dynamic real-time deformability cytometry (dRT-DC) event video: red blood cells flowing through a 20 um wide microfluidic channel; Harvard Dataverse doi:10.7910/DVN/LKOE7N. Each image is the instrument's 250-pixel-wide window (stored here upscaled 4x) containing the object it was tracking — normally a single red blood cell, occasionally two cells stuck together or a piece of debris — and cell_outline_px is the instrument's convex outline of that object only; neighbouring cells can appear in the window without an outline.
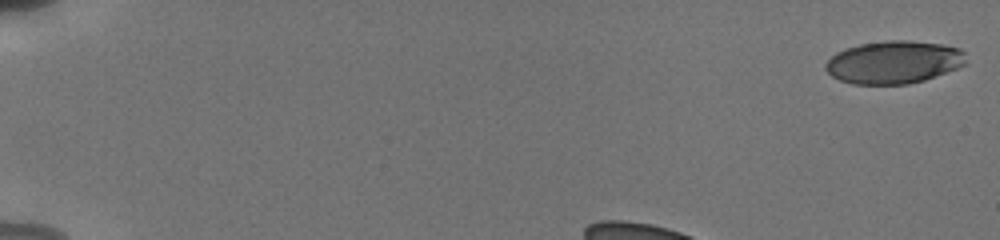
{"species": "human", "species_latin": "Homo sapiens", "temperature_condition": "cold", "stored_images_in_passage": 39, "camera_frame_rate_fps": 3000, "um_per_image_px": 0.085, "donor": {"sex": "male"}, "frame": {"image": 1, "passage_image": 1, "time_ms": 0.0, "image_size_px": [1000, 240], "cell_outline_px": [[964, 64], [956, 68], [924, 80], [908, 84], [852, 84], [840, 80], [832, 76], [824, 68], [824, 64], [836, 52], [844, 48], [860, 44], [888, 40], [908, 40], [944, 44], [960, 48], [964, 52]], "centroid_in_image_um": [75.94, 5.28], "position_along_channel_um": 9.1, "area_um2": 34.97}}
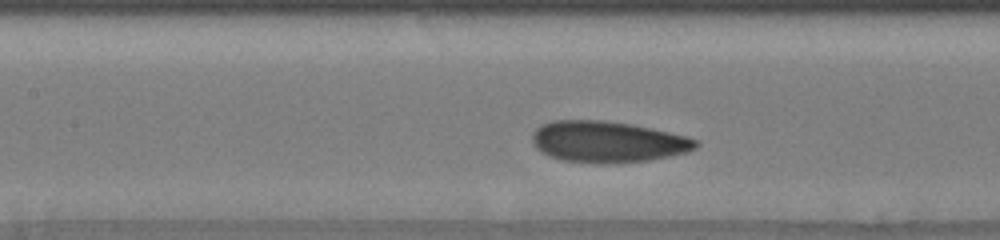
{"frame": {"image": 2, "passage_image": 19, "time_ms": 6.0, "image_size_px": [1000, 240], "cell_outline_px": [[700, 144], [696, 148], [688, 152], [648, 160], [612, 164], [592, 164], [560, 160], [548, 156], [536, 148], [532, 140], [532, 132], [540, 124], [552, 120], [604, 120], [632, 124], [652, 128], [688, 136], [700, 140]], "centroid_in_image_um": [51.64, 12.05], "position_along_channel_um": 155.8, "area_um2": 40.06}}
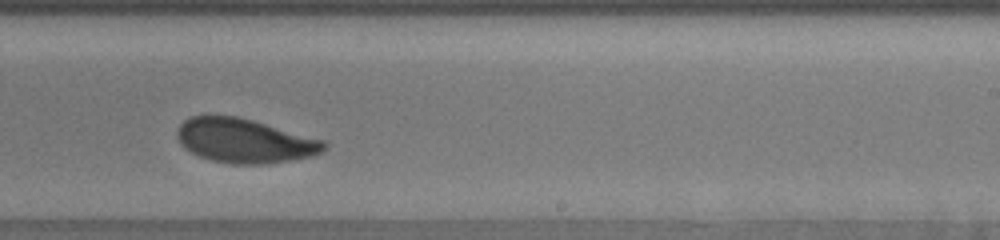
{"frame": {"image": 3, "passage_image": 28, "time_ms": 9.0, "image_size_px": [1000, 240], "cell_outline_px": [[328, 148], [312, 156], [268, 164], [232, 164], [212, 160], [200, 156], [184, 148], [180, 144], [176, 136], [176, 132], [180, 124], [184, 120], [192, 116], [236, 116], [252, 120], [324, 140], [328, 144]], "centroid_in_image_um": [20.79, 11.97], "position_along_channel_um": 268.2, "area_um2": 37.74}, "authors_computed_cell_mechanics": {"area_um2": 38.3792, "velocity_mm_per_s": 3.7711, "shape_relaxation_time_tau1_ms": 2.2732, "shape_relaxation_time_tau2_ms": 1.1779, "deformation_change_tau1": 0.1106, "deformation_change_tau2": 0.0618}}